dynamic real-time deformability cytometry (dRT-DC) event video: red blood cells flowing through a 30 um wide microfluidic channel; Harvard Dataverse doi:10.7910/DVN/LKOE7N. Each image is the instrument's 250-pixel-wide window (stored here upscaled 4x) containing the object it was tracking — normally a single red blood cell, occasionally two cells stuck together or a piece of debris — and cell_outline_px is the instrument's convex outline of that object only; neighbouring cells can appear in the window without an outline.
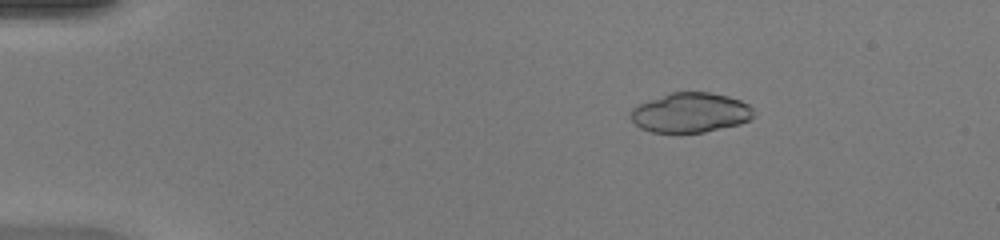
{"species": "common noctule bat (a hibernating species)", "species_latin": "Nyctalus noctula", "temperature_condition": "warm", "stored_images_in_passage": 49, "camera_frame_rate_fps": 3000, "um_per_image_px": 0.085, "animal": {"sex": "female", "body_mass_g": 20.0, "forearm_length_mm": 54.0}, "frame": {"image": 1, "passage_image": 9, "time_ms": 2.667, "image_size_px": [1000, 240], "cell_outline_px": [[756, 116], [740, 124], [704, 132], [652, 132], [640, 128], [628, 116], [632, 108], [648, 100], [672, 92], [708, 92], [728, 96], [740, 100], [748, 104], [752, 108]], "centroid_in_image_um": [58.69, 9.57], "position_along_channel_um": 26.3, "area_um2": 28.5}}